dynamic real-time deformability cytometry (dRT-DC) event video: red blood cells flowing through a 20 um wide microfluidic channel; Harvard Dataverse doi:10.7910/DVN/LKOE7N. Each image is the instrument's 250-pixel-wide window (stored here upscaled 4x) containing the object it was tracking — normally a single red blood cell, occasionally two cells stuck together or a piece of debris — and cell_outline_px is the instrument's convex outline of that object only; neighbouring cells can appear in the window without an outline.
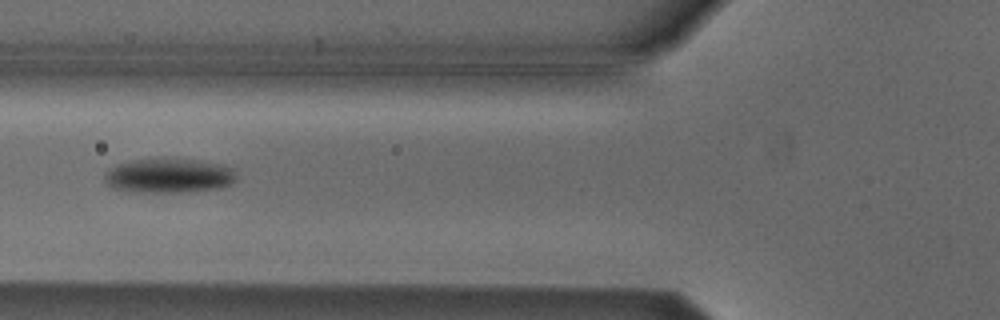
{"species": "Egyptian fruit bat (a non-hibernating species)", "species_latin": "Rousettus aegyptiacus", "temperature_condition": "cold", "stored_images_in_passage": 33, "camera_frame_rate_fps": 3000, "um_per_image_px": 0.085, "animal": {"sex": "male"}, "frame": {"image": 1, "passage_image": 5, "time_ms": 1.333, "image_size_px": [1000, 320], "cell_outline_px": [[236, 180], [232, 184], [220, 188], [196, 192], [136, 192], [112, 188], [104, 184], [104, 176], [116, 164], [136, 160], [160, 156], [164, 156], [196, 160], [224, 164], [232, 168], [236, 176]], "centroid_in_image_um": [14.38, 14.92], "position_along_channel_um": 111.4, "area_um2": 27.34}}
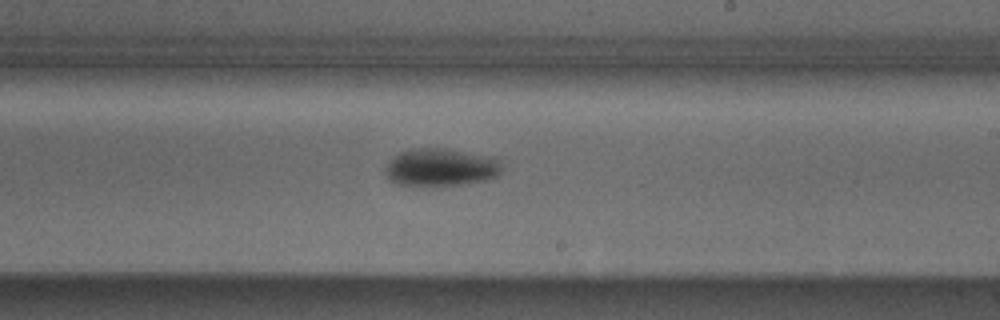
{"frame": {"image": 2, "passage_image": 16, "time_ms": 5.0, "image_size_px": [1000, 320], "cell_outline_px": [[500, 172], [496, 176], [484, 180], [460, 184], [396, 184], [384, 172], [384, 168], [400, 152], [412, 148], [436, 148], [480, 156], [500, 160]], "centroid_in_image_um": [37.41, 14.22], "position_along_channel_um": 251.6, "area_um2": 24.22}}
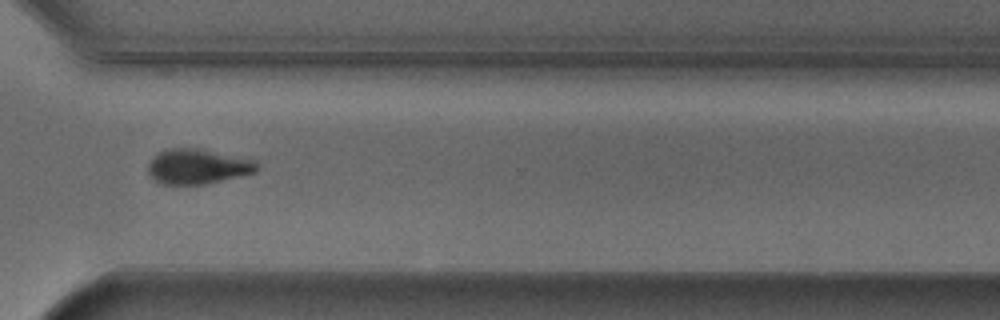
{"frame": {"image": 3, "passage_image": 24, "time_ms": 7.667, "image_size_px": [1000, 320], "cell_outline_px": [[260, 168], [256, 172], [204, 184], [164, 184], [156, 180], [148, 172], [148, 164], [164, 148], [200, 148], [256, 160], [260, 164]], "centroid_in_image_um": [16.85, 14.13], "position_along_channel_um": 353.7, "area_um2": 22.14}, "authors_computed_cell_mechanics": {"area_um2": 24.5072, "velocity_mm_per_s": 3.8284, "shape_relaxation_time_tau1_ms": 2.3407, "shape_relaxation_time_tau2_ms": null, "deformation_change_tau1": 0.1013, "deformation_change_tau2": null}}